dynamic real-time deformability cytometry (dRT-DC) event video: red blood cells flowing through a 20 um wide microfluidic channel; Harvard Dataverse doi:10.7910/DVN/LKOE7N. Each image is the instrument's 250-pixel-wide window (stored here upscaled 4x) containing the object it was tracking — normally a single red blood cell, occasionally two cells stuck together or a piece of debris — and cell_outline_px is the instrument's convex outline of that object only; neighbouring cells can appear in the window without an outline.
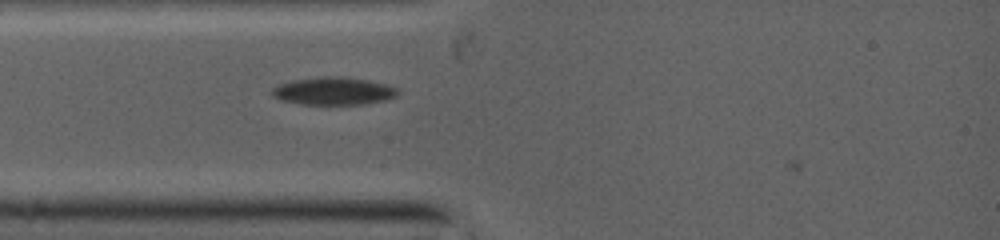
{"species": "common noctule bat (a hibernating species)", "species_latin": "Nyctalus noctula", "temperature_condition": "warm", "stored_images_in_passage": 5, "camera_frame_rate_fps": 5000, "um_per_image_px": 0.085, "animal": {"sex": "female", "body_mass_g": 19.0, "forearm_length_mm": 53.3}, "frame": {"image": 1, "passage_image": 4, "time_ms": 1.4, "image_size_px": [1000, 240], "cell_outline_px": [[396, 96], [384, 100], [360, 104], [300, 104], [280, 100], [272, 96], [272, 88], [280, 84], [296, 80], [364, 80], [384, 84], [396, 88]], "centroid_in_image_um": [28.3, 7.81], "position_along_channel_um": 56.7, "area_um2": 18.61}}